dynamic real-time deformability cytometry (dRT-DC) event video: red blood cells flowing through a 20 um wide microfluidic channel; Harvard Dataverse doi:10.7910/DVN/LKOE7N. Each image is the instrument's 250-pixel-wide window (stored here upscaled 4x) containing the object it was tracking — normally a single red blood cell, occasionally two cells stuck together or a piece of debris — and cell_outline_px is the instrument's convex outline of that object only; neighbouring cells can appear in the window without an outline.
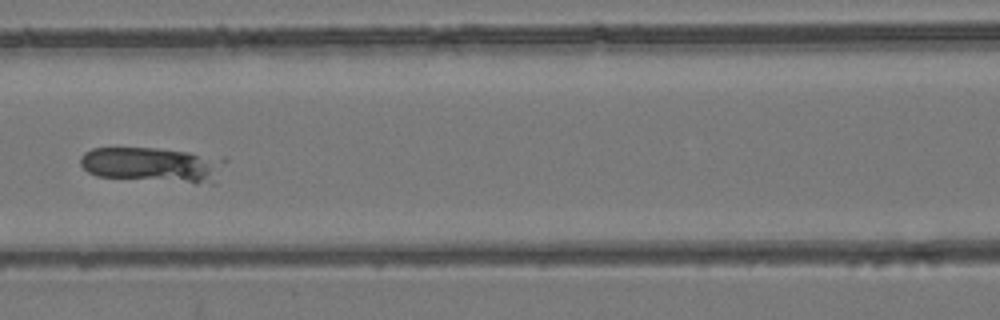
{"species": "common noctule bat (a hibernating species)", "species_latin": "Nyctalus noctula", "temperature_condition": "room temperature", "stored_images_in_passage": 7, "camera_frame_rate_fps": 3000, "um_per_image_px": 0.085, "animal": {"sex": "female", "body_mass_g": 24.6, "forearm_length_mm": 56.2}, "frame": {"image": 1, "passage_image": 7, "time_ms": 6.667, "image_size_px": [1000, 320], "cell_outline_px": [[228, 160], [216, 184], [196, 184], [96, 176], [88, 172], [80, 164], [80, 156], [84, 152], [92, 148], [156, 148], [224, 156]], "centroid_in_image_um": [13.11, 14.02], "position_along_channel_um": 153.5, "area_um2": 30.52}}